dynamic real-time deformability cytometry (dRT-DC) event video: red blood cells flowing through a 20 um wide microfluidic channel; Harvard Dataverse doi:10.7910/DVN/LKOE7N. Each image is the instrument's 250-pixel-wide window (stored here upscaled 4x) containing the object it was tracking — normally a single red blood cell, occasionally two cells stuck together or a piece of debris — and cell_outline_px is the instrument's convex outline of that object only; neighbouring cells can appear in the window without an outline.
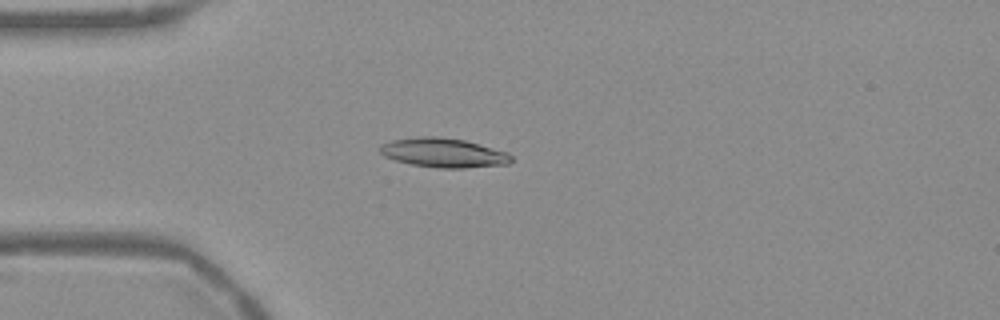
{"species": "Egyptian fruit bat (a non-hibernating species)", "species_latin": "Rousettus aegyptiacus", "temperature_condition": "warm", "stored_images_in_passage": 45, "camera_frame_rate_fps": 3000, "um_per_image_px": 0.085, "frame": {"image": 1, "passage_image": 5, "time_ms": 1.333, "image_size_px": [1000, 320], "cell_outline_px": [[512, 160], [508, 164], [464, 168], [436, 168], [412, 164], [396, 160], [384, 156], [376, 148], [380, 144], [392, 140], [420, 136], [440, 136], [464, 140], [508, 152], [512, 156]], "centroid_in_image_um": [37.67, 12.98], "position_along_channel_um": 47.3, "area_um2": 22.54}}
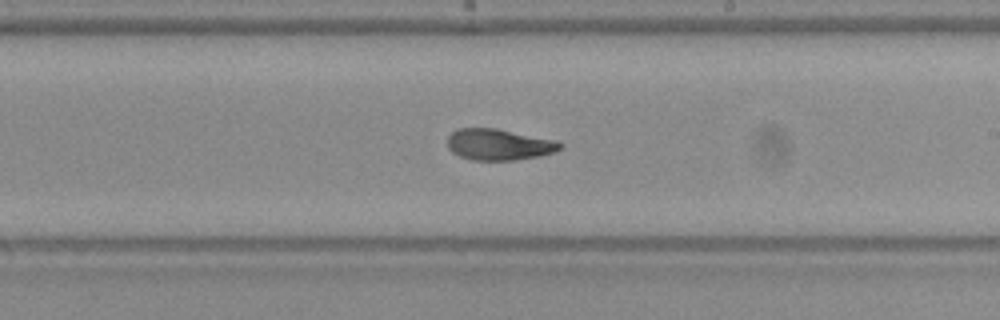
{"frame": {"image": 2, "passage_image": 22, "time_ms": 7.0, "image_size_px": [1000, 320], "cell_outline_px": [[564, 144], [560, 148], [552, 152], [540, 156], [516, 160], [472, 160], [460, 156], [452, 152], [448, 148], [448, 136], [456, 128], [496, 128], [556, 140]], "centroid_in_image_um": [42.39, 12.28], "position_along_channel_um": 246.6, "area_um2": 20.52}}
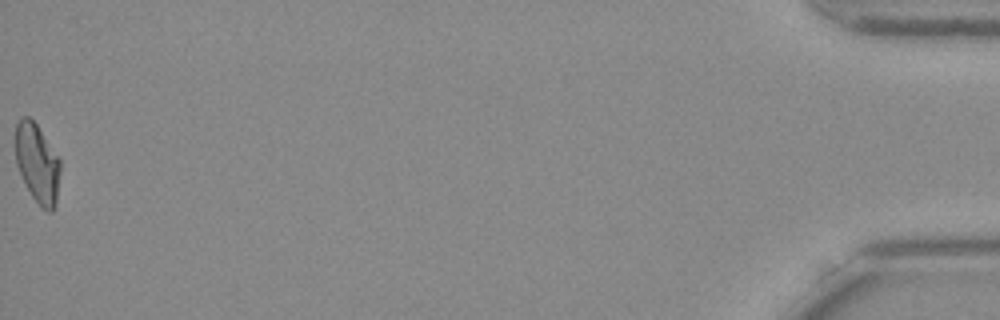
{"frame": {"image": 3, "passage_image": 45, "time_ms": 14.667, "image_size_px": [1000, 320], "cell_outline_px": [[60, 172], [56, 208], [52, 212], [48, 212], [40, 208], [32, 196], [16, 164], [16, 120], [20, 116], [28, 116], [36, 124], [60, 160]], "centroid_in_image_um": [3.18, 13.91], "position_along_channel_um": 432.0, "area_um2": 20.63}, "authors_computed_cell_mechanics": {"area_um2": 21.097, "velocity_mm_per_s": 3.7657, "shape_relaxation_time_tau1_ms": 7.6193, "shape_relaxation_time_tau2_ms": 2.3206, "deformation_change_tau1": 0.2009, "deformation_change_tau2": 0.0816}}